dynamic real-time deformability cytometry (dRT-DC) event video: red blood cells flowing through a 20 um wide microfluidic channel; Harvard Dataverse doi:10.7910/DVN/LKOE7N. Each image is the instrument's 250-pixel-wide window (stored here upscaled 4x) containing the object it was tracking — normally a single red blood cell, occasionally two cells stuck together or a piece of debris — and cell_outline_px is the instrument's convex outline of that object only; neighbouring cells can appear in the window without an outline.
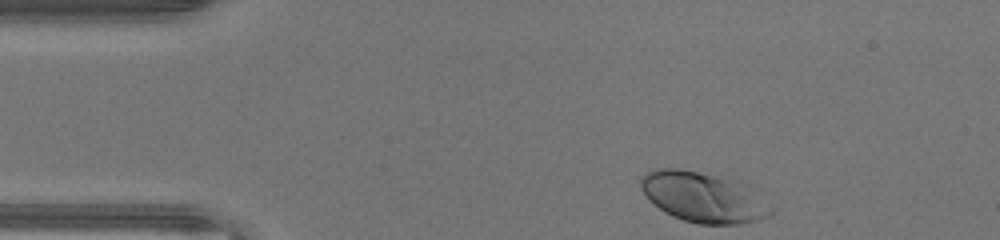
{"species": "human", "species_latin": "Homo sapiens", "temperature_condition": "warm", "stored_images_in_passage": 32, "camera_frame_rate_fps": 3000, "um_per_image_px": 0.085, "donor": {"sex": "male"}, "frame": {"image": 1, "passage_image": 1, "time_ms": 0.0, "image_size_px": [1000, 240], "cell_outline_px": [[776, 212], [760, 220], [740, 224], [700, 224], [684, 220], [672, 216], [664, 212], [648, 200], [640, 188], [640, 180], [648, 172], [656, 168], [676, 168], [732, 176], [748, 184], [776, 208]], "centroid_in_image_um": [59.88, 16.74], "position_along_channel_um": 25.1, "area_um2": 39.42}}
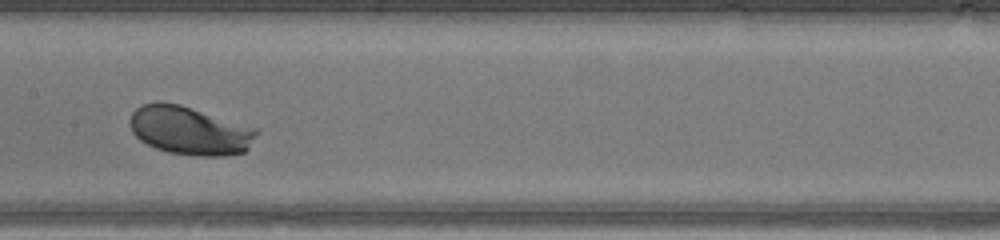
{"frame": {"image": 2, "passage_image": 17, "time_ms": 5.333, "image_size_px": [1000, 240], "cell_outline_px": [[256, 132], [248, 148], [244, 152], [224, 156], [200, 156], [168, 152], [156, 148], [140, 140], [132, 132], [128, 124], [128, 120], [132, 112], [136, 108], [144, 104], [180, 104], [256, 128]], "centroid_in_image_um": [16.09, 11.11], "position_along_channel_um": 191.3, "area_um2": 35.14}}
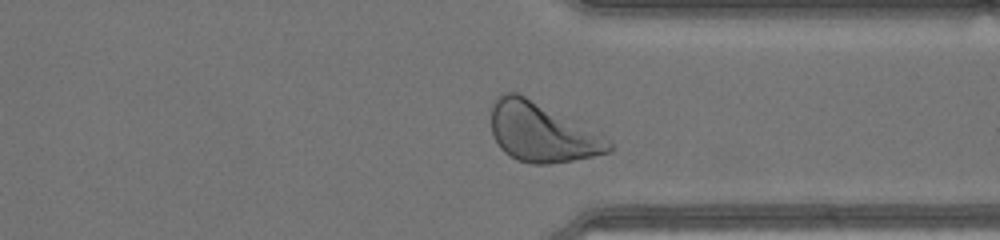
{"frame": {"image": 3, "passage_image": 29, "time_ms": 9.333, "image_size_px": [1000, 240], "cell_outline_px": [[612, 152], [572, 160], [548, 164], [532, 164], [516, 160], [504, 152], [500, 148], [492, 132], [492, 100], [496, 96], [504, 92], [516, 92], [600, 132], [612, 144]], "centroid_in_image_um": [46.06, 11.25], "position_along_channel_um": 365.3, "area_um2": 40.63}, "authors_computed_cell_mechanics": {"area_um2": 34.4488, "velocity_mm_per_s": 4.3915, "shape_relaxation_time_tau1_ms": 0.7591, "shape_relaxation_time_tau2_ms": null, "deformation_change_tau1": 0.0952, "deformation_change_tau2": null}}